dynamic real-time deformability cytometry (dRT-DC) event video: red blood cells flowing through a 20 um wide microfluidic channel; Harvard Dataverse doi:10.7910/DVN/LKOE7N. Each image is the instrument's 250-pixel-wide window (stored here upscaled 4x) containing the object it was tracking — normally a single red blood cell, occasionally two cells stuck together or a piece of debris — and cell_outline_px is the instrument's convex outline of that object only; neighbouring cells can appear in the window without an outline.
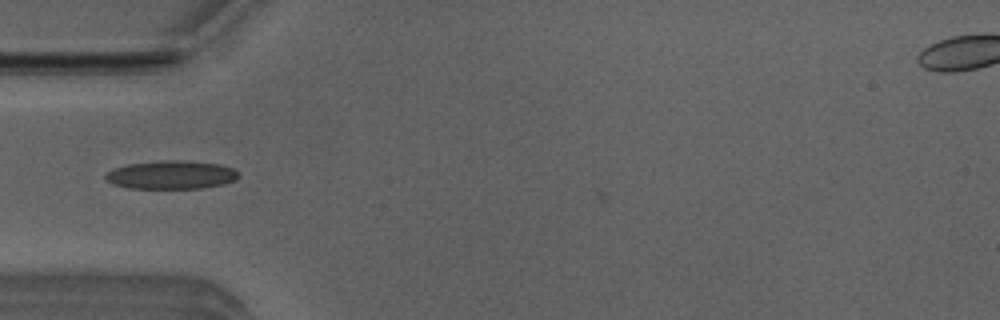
{"species": "Egyptian fruit bat (a non-hibernating species)", "species_latin": "Rousettus aegyptiacus", "temperature_condition": "room temperature", "stored_images_in_passage": 5, "camera_frame_rate_fps": 3000, "um_per_image_px": 0.085, "animal": {"sex": "male"}, "frame": {"image": 1, "passage_image": 2, "time_ms": 0.333, "image_size_px": [1000, 320], "cell_outline_px": [[236, 180], [224, 184], [200, 188], [128, 188], [112, 184], [104, 176], [112, 168], [128, 164], [168, 160], [184, 160], [220, 164], [232, 168], [236, 172]], "centroid_in_image_um": [14.53, 14.86], "position_along_channel_um": 70.5, "area_um2": 21.85}}